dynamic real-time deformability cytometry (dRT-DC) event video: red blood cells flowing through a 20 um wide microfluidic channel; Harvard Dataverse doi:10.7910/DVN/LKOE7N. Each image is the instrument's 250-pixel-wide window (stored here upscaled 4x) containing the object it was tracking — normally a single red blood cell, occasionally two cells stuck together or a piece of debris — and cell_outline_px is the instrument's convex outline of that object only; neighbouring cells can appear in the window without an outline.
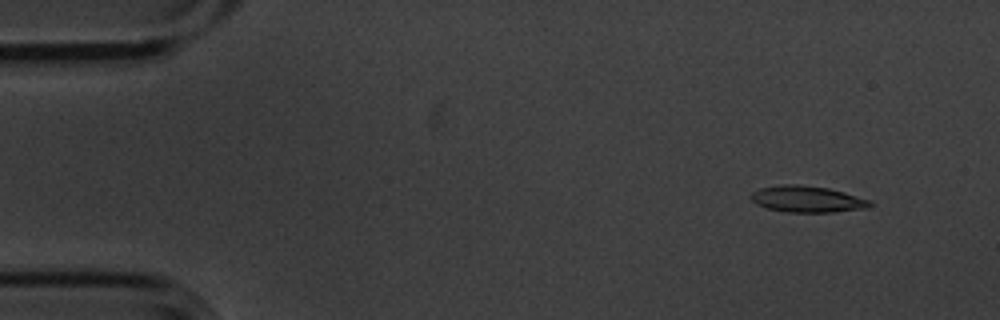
{"species": "common noctule bat (a hibernating species)", "species_latin": "Nyctalus noctula", "temperature_condition": "cold", "stored_images_in_passage": 6, "camera_frame_rate_fps": 3000, "um_per_image_px": 0.085, "animal": {"sex": "male", "body_mass_g": 20.1, "forearm_length_mm": 53.5}, "frame": {"image": 1, "passage_image": 2, "time_ms": 0.333, "image_size_px": [1000, 320], "cell_outline_px": [[872, 204], [868, 208], [832, 212], [788, 212], [768, 208], [756, 204], [752, 200], [752, 192], [760, 188], [784, 184], [796, 184], [828, 188], [844, 192], [872, 200]], "centroid_in_image_um": [68.65, 16.92], "position_along_channel_um": 16.4, "area_um2": 18.21}}
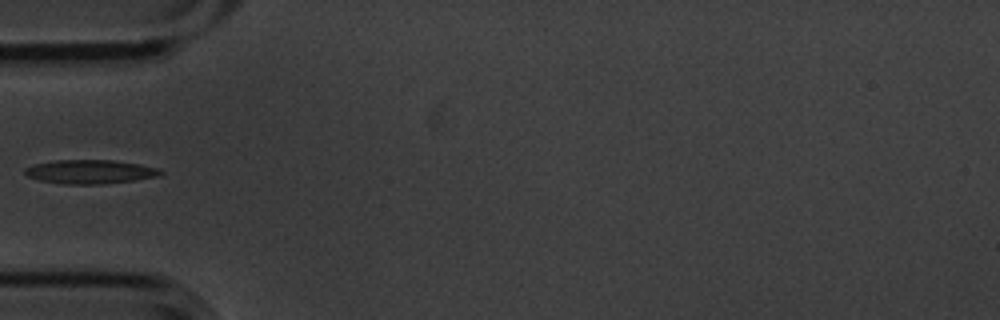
{"frame": {"image": 2, "passage_image": 5, "time_ms": 1.333, "image_size_px": [1000, 320], "cell_outline_px": [[164, 172], [160, 176], [136, 180], [104, 184], [64, 184], [40, 180], [28, 176], [24, 172], [24, 168], [36, 164], [52, 160], [112, 160], [140, 164], [160, 168]], "centroid_in_image_um": [7.71, 14.6], "position_along_channel_um": 77.3, "area_um2": 19.02}}
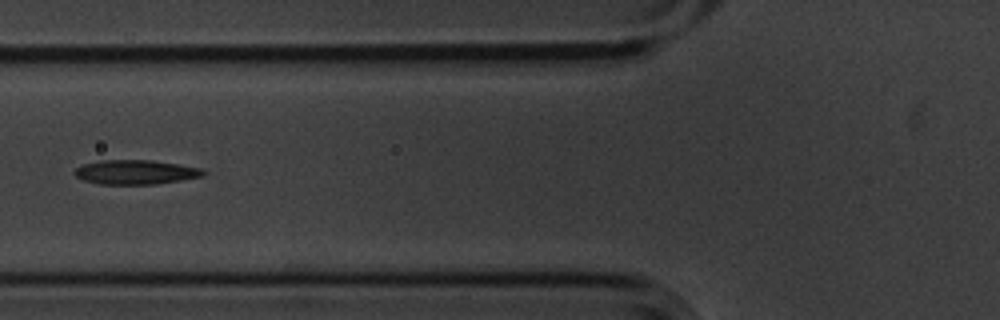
{"frame": {"image": 3, "passage_image": 6, "time_ms": 1.667, "image_size_px": [1000, 320], "cell_outline_px": [[208, 172], [204, 176], [156, 184], [100, 184], [84, 180], [76, 176], [72, 172], [76, 168], [84, 164], [100, 160], [152, 160], [180, 164], [200, 168]], "centroid_in_image_um": [11.55, 14.63], "position_along_channel_um": 114.3, "area_um2": 18.32}}